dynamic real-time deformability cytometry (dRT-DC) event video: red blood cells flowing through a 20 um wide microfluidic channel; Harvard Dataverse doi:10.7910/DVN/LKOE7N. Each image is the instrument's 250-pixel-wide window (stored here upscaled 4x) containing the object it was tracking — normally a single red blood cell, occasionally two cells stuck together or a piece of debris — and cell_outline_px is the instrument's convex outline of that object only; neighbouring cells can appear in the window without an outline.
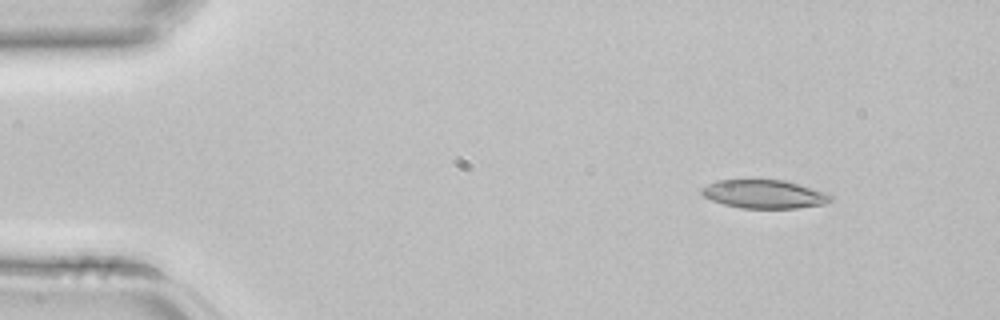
{"species": "common noctule bat (a hibernating species)", "species_latin": "Nyctalus noctula", "temperature_condition": "room temperature", "stored_images_in_passage": 3, "camera_frame_rate_fps": 3000, "um_per_image_px": 0.085, "animal": {"sex": "female", "body_mass_g": 22.7, "forearm_length_mm": 54.2}, "frame": {"image": 1, "passage_image": 1, "time_ms": 0.0, "image_size_px": [1000, 320], "cell_outline_px": [[832, 200], [824, 204], [796, 208], [740, 208], [724, 204], [712, 200], [704, 196], [700, 192], [700, 188], [716, 180], [784, 180], [800, 184], [828, 192], [832, 196]], "centroid_in_image_um": [64.98, 16.49], "position_along_channel_um": 20.0, "area_um2": 21.5}}
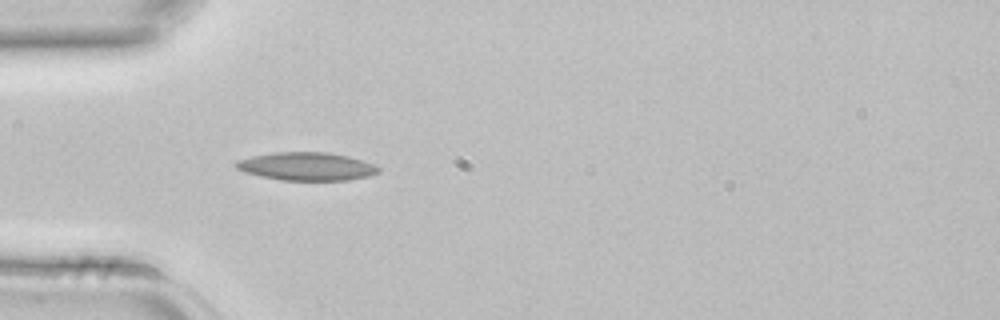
{"frame": {"image": 2, "passage_image": 3, "time_ms": 0.667, "image_size_px": [1000, 320], "cell_outline_px": [[380, 172], [368, 176], [348, 180], [280, 180], [260, 176], [244, 172], [236, 168], [232, 164], [236, 160], [252, 156], [276, 152], [328, 152], [348, 156], [372, 164], [380, 168]], "centroid_in_image_um": [26.01, 14.14], "position_along_channel_um": 59.0, "area_um2": 23.35}}